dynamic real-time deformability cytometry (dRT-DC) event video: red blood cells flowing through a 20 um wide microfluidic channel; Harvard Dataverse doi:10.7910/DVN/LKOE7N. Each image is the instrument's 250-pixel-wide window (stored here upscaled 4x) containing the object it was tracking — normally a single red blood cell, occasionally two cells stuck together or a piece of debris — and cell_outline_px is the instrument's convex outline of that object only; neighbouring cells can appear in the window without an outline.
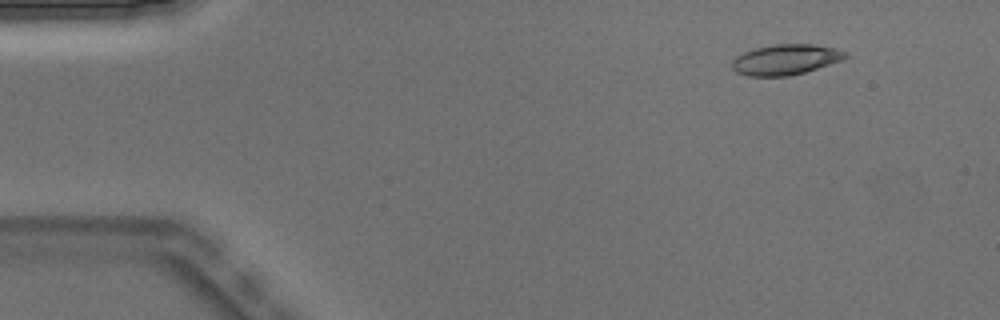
{"species": "Egyptian fruit bat (a non-hibernating species)", "species_latin": "Rousettus aegyptiacus", "temperature_condition": "warm", "stored_images_in_passage": 3, "camera_frame_rate_fps": 3000, "um_per_image_px": 0.085, "animal": {"sex": "male"}, "frame": {"image": 1, "passage_image": 1, "time_ms": 0.0, "image_size_px": [1000, 320], "cell_outline_px": [[848, 56], [840, 60], [804, 72], [788, 76], [748, 76], [736, 72], [732, 68], [732, 60], [736, 56], [752, 48], [776, 44], [816, 44], [836, 48], [848, 52]], "centroid_in_image_um": [66.75, 5.05], "position_along_channel_um": 18.2, "area_um2": 20.11}}